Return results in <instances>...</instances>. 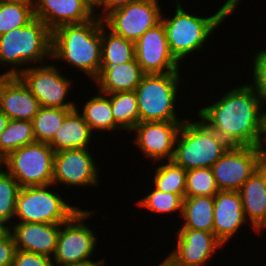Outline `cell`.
<instances>
[{"label":"cell","mask_w":266,"mask_h":266,"mask_svg":"<svg viewBox=\"0 0 266 266\" xmlns=\"http://www.w3.org/2000/svg\"><path fill=\"white\" fill-rule=\"evenodd\" d=\"M211 105L197 111V118L230 146L262 147L265 109L249 84L222 93Z\"/></svg>","instance_id":"cell-1"},{"label":"cell","mask_w":266,"mask_h":266,"mask_svg":"<svg viewBox=\"0 0 266 266\" xmlns=\"http://www.w3.org/2000/svg\"><path fill=\"white\" fill-rule=\"evenodd\" d=\"M181 0H175L173 17L161 15L171 54L180 63L188 55L204 50L206 42L213 36V31L224 23L226 18L235 12L241 0H226L215 14L197 16L184 10ZM243 1V0H242ZM191 13V14H190Z\"/></svg>","instance_id":"cell-2"},{"label":"cell","mask_w":266,"mask_h":266,"mask_svg":"<svg viewBox=\"0 0 266 266\" xmlns=\"http://www.w3.org/2000/svg\"><path fill=\"white\" fill-rule=\"evenodd\" d=\"M102 23L103 20L95 16L85 23L56 28L52 31L50 61L66 62L94 82L101 68Z\"/></svg>","instance_id":"cell-3"},{"label":"cell","mask_w":266,"mask_h":266,"mask_svg":"<svg viewBox=\"0 0 266 266\" xmlns=\"http://www.w3.org/2000/svg\"><path fill=\"white\" fill-rule=\"evenodd\" d=\"M46 59H52V31L42 20L35 17L24 27L0 35V66H9L0 75H18L29 64L41 65Z\"/></svg>","instance_id":"cell-4"},{"label":"cell","mask_w":266,"mask_h":266,"mask_svg":"<svg viewBox=\"0 0 266 266\" xmlns=\"http://www.w3.org/2000/svg\"><path fill=\"white\" fill-rule=\"evenodd\" d=\"M230 145L202 120L183 121L175 142L173 161L186 171L211 168Z\"/></svg>","instance_id":"cell-5"},{"label":"cell","mask_w":266,"mask_h":266,"mask_svg":"<svg viewBox=\"0 0 266 266\" xmlns=\"http://www.w3.org/2000/svg\"><path fill=\"white\" fill-rule=\"evenodd\" d=\"M181 78L180 72L143 76L135 90L140 122L185 120L175 110Z\"/></svg>","instance_id":"cell-6"},{"label":"cell","mask_w":266,"mask_h":266,"mask_svg":"<svg viewBox=\"0 0 266 266\" xmlns=\"http://www.w3.org/2000/svg\"><path fill=\"white\" fill-rule=\"evenodd\" d=\"M54 184L30 186L20 189L15 210V222L64 223L78 210L71 206L59 193L54 192Z\"/></svg>","instance_id":"cell-7"},{"label":"cell","mask_w":266,"mask_h":266,"mask_svg":"<svg viewBox=\"0 0 266 266\" xmlns=\"http://www.w3.org/2000/svg\"><path fill=\"white\" fill-rule=\"evenodd\" d=\"M54 153L48 143L33 142L9 153L4 168L21 188L52 184Z\"/></svg>","instance_id":"cell-8"},{"label":"cell","mask_w":266,"mask_h":266,"mask_svg":"<svg viewBox=\"0 0 266 266\" xmlns=\"http://www.w3.org/2000/svg\"><path fill=\"white\" fill-rule=\"evenodd\" d=\"M94 211L96 210L79 209L68 221L62 223L53 256L55 266L86 262L94 256L97 235L85 223V220L94 215Z\"/></svg>","instance_id":"cell-9"},{"label":"cell","mask_w":266,"mask_h":266,"mask_svg":"<svg viewBox=\"0 0 266 266\" xmlns=\"http://www.w3.org/2000/svg\"><path fill=\"white\" fill-rule=\"evenodd\" d=\"M49 64L29 66L17 76L35 96L40 106L61 109L77 108L75 101H69L67 98V95L71 93L73 80L62 74L58 66Z\"/></svg>","instance_id":"cell-10"},{"label":"cell","mask_w":266,"mask_h":266,"mask_svg":"<svg viewBox=\"0 0 266 266\" xmlns=\"http://www.w3.org/2000/svg\"><path fill=\"white\" fill-rule=\"evenodd\" d=\"M262 164V147L230 146L211 169L219 191H239Z\"/></svg>","instance_id":"cell-11"},{"label":"cell","mask_w":266,"mask_h":266,"mask_svg":"<svg viewBox=\"0 0 266 266\" xmlns=\"http://www.w3.org/2000/svg\"><path fill=\"white\" fill-rule=\"evenodd\" d=\"M159 0H137L108 13L102 20L112 32L136 42L148 29L161 21Z\"/></svg>","instance_id":"cell-12"},{"label":"cell","mask_w":266,"mask_h":266,"mask_svg":"<svg viewBox=\"0 0 266 266\" xmlns=\"http://www.w3.org/2000/svg\"><path fill=\"white\" fill-rule=\"evenodd\" d=\"M88 149H65L54 153L52 183L69 187H97L99 167Z\"/></svg>","instance_id":"cell-13"},{"label":"cell","mask_w":266,"mask_h":266,"mask_svg":"<svg viewBox=\"0 0 266 266\" xmlns=\"http://www.w3.org/2000/svg\"><path fill=\"white\" fill-rule=\"evenodd\" d=\"M135 58L145 74L181 71L180 63L170 52L162 21L148 29L135 42Z\"/></svg>","instance_id":"cell-14"},{"label":"cell","mask_w":266,"mask_h":266,"mask_svg":"<svg viewBox=\"0 0 266 266\" xmlns=\"http://www.w3.org/2000/svg\"><path fill=\"white\" fill-rule=\"evenodd\" d=\"M183 121L139 122L130 132L136 135L132 142L145 158L153 162L170 161L174 157L175 142Z\"/></svg>","instance_id":"cell-15"},{"label":"cell","mask_w":266,"mask_h":266,"mask_svg":"<svg viewBox=\"0 0 266 266\" xmlns=\"http://www.w3.org/2000/svg\"><path fill=\"white\" fill-rule=\"evenodd\" d=\"M176 239L168 257L178 266H205L215 251L225 247L213 232L204 230L179 228Z\"/></svg>","instance_id":"cell-16"},{"label":"cell","mask_w":266,"mask_h":266,"mask_svg":"<svg viewBox=\"0 0 266 266\" xmlns=\"http://www.w3.org/2000/svg\"><path fill=\"white\" fill-rule=\"evenodd\" d=\"M34 15L54 31L63 25L85 23L95 17L87 0H33Z\"/></svg>","instance_id":"cell-17"},{"label":"cell","mask_w":266,"mask_h":266,"mask_svg":"<svg viewBox=\"0 0 266 266\" xmlns=\"http://www.w3.org/2000/svg\"><path fill=\"white\" fill-rule=\"evenodd\" d=\"M62 223L13 222L10 234L16 249L53 258Z\"/></svg>","instance_id":"cell-18"},{"label":"cell","mask_w":266,"mask_h":266,"mask_svg":"<svg viewBox=\"0 0 266 266\" xmlns=\"http://www.w3.org/2000/svg\"><path fill=\"white\" fill-rule=\"evenodd\" d=\"M40 104L17 76L0 75V110L10 120L32 122Z\"/></svg>","instance_id":"cell-19"},{"label":"cell","mask_w":266,"mask_h":266,"mask_svg":"<svg viewBox=\"0 0 266 266\" xmlns=\"http://www.w3.org/2000/svg\"><path fill=\"white\" fill-rule=\"evenodd\" d=\"M213 233L225 245L237 235L246 220L239 191H218L214 195Z\"/></svg>","instance_id":"cell-20"},{"label":"cell","mask_w":266,"mask_h":266,"mask_svg":"<svg viewBox=\"0 0 266 266\" xmlns=\"http://www.w3.org/2000/svg\"><path fill=\"white\" fill-rule=\"evenodd\" d=\"M144 75L135 58L115 66H101L99 76L92 83L103 94L135 91Z\"/></svg>","instance_id":"cell-21"},{"label":"cell","mask_w":266,"mask_h":266,"mask_svg":"<svg viewBox=\"0 0 266 266\" xmlns=\"http://www.w3.org/2000/svg\"><path fill=\"white\" fill-rule=\"evenodd\" d=\"M93 134L77 106L66 115L63 124L56 130L48 145L54 152L65 149H88L93 141Z\"/></svg>","instance_id":"cell-22"},{"label":"cell","mask_w":266,"mask_h":266,"mask_svg":"<svg viewBox=\"0 0 266 266\" xmlns=\"http://www.w3.org/2000/svg\"><path fill=\"white\" fill-rule=\"evenodd\" d=\"M239 193L246 220L252 227L266 207V166L262 164L241 186Z\"/></svg>","instance_id":"cell-23"},{"label":"cell","mask_w":266,"mask_h":266,"mask_svg":"<svg viewBox=\"0 0 266 266\" xmlns=\"http://www.w3.org/2000/svg\"><path fill=\"white\" fill-rule=\"evenodd\" d=\"M213 213L214 196L184 197L181 228L213 232Z\"/></svg>","instance_id":"cell-24"},{"label":"cell","mask_w":266,"mask_h":266,"mask_svg":"<svg viewBox=\"0 0 266 266\" xmlns=\"http://www.w3.org/2000/svg\"><path fill=\"white\" fill-rule=\"evenodd\" d=\"M98 94V95H97ZM94 97H90L82 107L84 120L90 126L91 130L105 131L109 133L116 131H124L116 122L112 114L111 99L107 94L101 92L97 93ZM119 131H118V130ZM104 131V132H103Z\"/></svg>","instance_id":"cell-25"},{"label":"cell","mask_w":266,"mask_h":266,"mask_svg":"<svg viewBox=\"0 0 266 266\" xmlns=\"http://www.w3.org/2000/svg\"><path fill=\"white\" fill-rule=\"evenodd\" d=\"M134 59L135 42L115 34L102 23L101 66H115Z\"/></svg>","instance_id":"cell-26"},{"label":"cell","mask_w":266,"mask_h":266,"mask_svg":"<svg viewBox=\"0 0 266 266\" xmlns=\"http://www.w3.org/2000/svg\"><path fill=\"white\" fill-rule=\"evenodd\" d=\"M111 99V109L115 122L130 132L139 122L140 114L135 91L107 94Z\"/></svg>","instance_id":"cell-27"},{"label":"cell","mask_w":266,"mask_h":266,"mask_svg":"<svg viewBox=\"0 0 266 266\" xmlns=\"http://www.w3.org/2000/svg\"><path fill=\"white\" fill-rule=\"evenodd\" d=\"M154 169V176L151 179L153 186L162 192H168L185 197L187 171L177 165L173 160L166 161Z\"/></svg>","instance_id":"cell-28"},{"label":"cell","mask_w":266,"mask_h":266,"mask_svg":"<svg viewBox=\"0 0 266 266\" xmlns=\"http://www.w3.org/2000/svg\"><path fill=\"white\" fill-rule=\"evenodd\" d=\"M33 142L36 140L32 122L10 120L0 135V154L5 158L9 153Z\"/></svg>","instance_id":"cell-29"},{"label":"cell","mask_w":266,"mask_h":266,"mask_svg":"<svg viewBox=\"0 0 266 266\" xmlns=\"http://www.w3.org/2000/svg\"><path fill=\"white\" fill-rule=\"evenodd\" d=\"M71 110L73 109L40 106L38 113L32 120L36 142L48 143Z\"/></svg>","instance_id":"cell-30"},{"label":"cell","mask_w":266,"mask_h":266,"mask_svg":"<svg viewBox=\"0 0 266 266\" xmlns=\"http://www.w3.org/2000/svg\"><path fill=\"white\" fill-rule=\"evenodd\" d=\"M34 18V3L0 2V35L24 27Z\"/></svg>","instance_id":"cell-31"},{"label":"cell","mask_w":266,"mask_h":266,"mask_svg":"<svg viewBox=\"0 0 266 266\" xmlns=\"http://www.w3.org/2000/svg\"><path fill=\"white\" fill-rule=\"evenodd\" d=\"M152 187L151 192H147L149 194L135 202V206L139 205V208H145L155 214L182 215L183 198L180 195L159 191L153 185Z\"/></svg>","instance_id":"cell-32"},{"label":"cell","mask_w":266,"mask_h":266,"mask_svg":"<svg viewBox=\"0 0 266 266\" xmlns=\"http://www.w3.org/2000/svg\"><path fill=\"white\" fill-rule=\"evenodd\" d=\"M218 191L211 168L187 170L185 197L214 196Z\"/></svg>","instance_id":"cell-33"},{"label":"cell","mask_w":266,"mask_h":266,"mask_svg":"<svg viewBox=\"0 0 266 266\" xmlns=\"http://www.w3.org/2000/svg\"><path fill=\"white\" fill-rule=\"evenodd\" d=\"M21 186L5 169L0 172V220L11 225L15 220L16 201Z\"/></svg>","instance_id":"cell-34"},{"label":"cell","mask_w":266,"mask_h":266,"mask_svg":"<svg viewBox=\"0 0 266 266\" xmlns=\"http://www.w3.org/2000/svg\"><path fill=\"white\" fill-rule=\"evenodd\" d=\"M255 53L253 59V70L252 73L253 83L250 85L256 91L257 96L261 100L262 106L266 109L264 104H266V48Z\"/></svg>","instance_id":"cell-35"},{"label":"cell","mask_w":266,"mask_h":266,"mask_svg":"<svg viewBox=\"0 0 266 266\" xmlns=\"http://www.w3.org/2000/svg\"><path fill=\"white\" fill-rule=\"evenodd\" d=\"M12 266H55L53 258L16 249Z\"/></svg>","instance_id":"cell-36"},{"label":"cell","mask_w":266,"mask_h":266,"mask_svg":"<svg viewBox=\"0 0 266 266\" xmlns=\"http://www.w3.org/2000/svg\"><path fill=\"white\" fill-rule=\"evenodd\" d=\"M135 1L137 0H98L97 3L93 6V9L95 16L103 19L108 13ZM98 8L99 10L101 9L102 12L100 11L98 13Z\"/></svg>","instance_id":"cell-37"},{"label":"cell","mask_w":266,"mask_h":266,"mask_svg":"<svg viewBox=\"0 0 266 266\" xmlns=\"http://www.w3.org/2000/svg\"><path fill=\"white\" fill-rule=\"evenodd\" d=\"M16 246L10 234L7 238L0 241V266H12Z\"/></svg>","instance_id":"cell-38"},{"label":"cell","mask_w":266,"mask_h":266,"mask_svg":"<svg viewBox=\"0 0 266 266\" xmlns=\"http://www.w3.org/2000/svg\"><path fill=\"white\" fill-rule=\"evenodd\" d=\"M266 229V207L264 209V212L262 214V217L252 226L253 231L260 235L261 231L264 232L263 229Z\"/></svg>","instance_id":"cell-39"},{"label":"cell","mask_w":266,"mask_h":266,"mask_svg":"<svg viewBox=\"0 0 266 266\" xmlns=\"http://www.w3.org/2000/svg\"><path fill=\"white\" fill-rule=\"evenodd\" d=\"M106 263L105 259H98V261H93L92 259L86 262L71 264L67 266H104Z\"/></svg>","instance_id":"cell-40"},{"label":"cell","mask_w":266,"mask_h":266,"mask_svg":"<svg viewBox=\"0 0 266 266\" xmlns=\"http://www.w3.org/2000/svg\"><path fill=\"white\" fill-rule=\"evenodd\" d=\"M10 235V225L0 220V241L4 240Z\"/></svg>","instance_id":"cell-41"},{"label":"cell","mask_w":266,"mask_h":266,"mask_svg":"<svg viewBox=\"0 0 266 266\" xmlns=\"http://www.w3.org/2000/svg\"><path fill=\"white\" fill-rule=\"evenodd\" d=\"M9 121H10L9 117L0 110V135L7 127Z\"/></svg>","instance_id":"cell-42"},{"label":"cell","mask_w":266,"mask_h":266,"mask_svg":"<svg viewBox=\"0 0 266 266\" xmlns=\"http://www.w3.org/2000/svg\"><path fill=\"white\" fill-rule=\"evenodd\" d=\"M158 266H178L168 256Z\"/></svg>","instance_id":"cell-43"},{"label":"cell","mask_w":266,"mask_h":266,"mask_svg":"<svg viewBox=\"0 0 266 266\" xmlns=\"http://www.w3.org/2000/svg\"><path fill=\"white\" fill-rule=\"evenodd\" d=\"M0 2L34 3L33 0H0Z\"/></svg>","instance_id":"cell-44"},{"label":"cell","mask_w":266,"mask_h":266,"mask_svg":"<svg viewBox=\"0 0 266 266\" xmlns=\"http://www.w3.org/2000/svg\"><path fill=\"white\" fill-rule=\"evenodd\" d=\"M262 149H263V164L266 166V142L262 143Z\"/></svg>","instance_id":"cell-45"},{"label":"cell","mask_w":266,"mask_h":266,"mask_svg":"<svg viewBox=\"0 0 266 266\" xmlns=\"http://www.w3.org/2000/svg\"><path fill=\"white\" fill-rule=\"evenodd\" d=\"M4 161L5 158L0 154V172H2L4 169Z\"/></svg>","instance_id":"cell-46"},{"label":"cell","mask_w":266,"mask_h":266,"mask_svg":"<svg viewBox=\"0 0 266 266\" xmlns=\"http://www.w3.org/2000/svg\"><path fill=\"white\" fill-rule=\"evenodd\" d=\"M263 142H266V111H265V134Z\"/></svg>","instance_id":"cell-47"},{"label":"cell","mask_w":266,"mask_h":266,"mask_svg":"<svg viewBox=\"0 0 266 266\" xmlns=\"http://www.w3.org/2000/svg\"><path fill=\"white\" fill-rule=\"evenodd\" d=\"M87 1H89L94 6L98 0H87Z\"/></svg>","instance_id":"cell-48"}]
</instances>
